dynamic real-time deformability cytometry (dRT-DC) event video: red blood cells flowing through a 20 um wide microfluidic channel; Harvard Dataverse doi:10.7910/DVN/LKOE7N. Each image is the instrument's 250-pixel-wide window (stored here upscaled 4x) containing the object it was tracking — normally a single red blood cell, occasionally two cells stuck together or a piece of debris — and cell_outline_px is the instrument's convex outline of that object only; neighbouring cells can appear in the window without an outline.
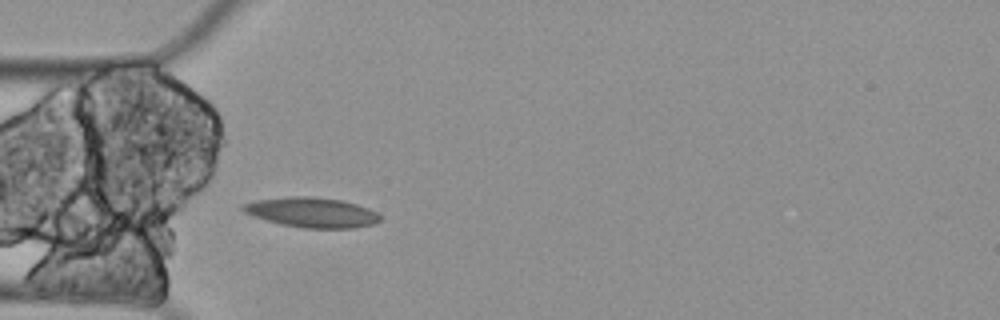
{"species": "Egyptian fruit bat (a non-hibernating species)", "species_latin": "Rousettus aegyptiacus", "temperature_condition": "cold", "stored_images_in_passage": 3, "camera_frame_rate_fps": 3000, "um_per_image_px": 0.085, "animal": {"sex": "female"}, "frame": {"image": 1, "passage_image": 3, "time_ms": 0.667, "image_size_px": [1000, 320], "cell_outline_px": [[380, 220], [376, 224], [356, 228], [304, 228], [280, 224], [252, 216], [244, 212], [240, 208], [244, 204], [256, 200], [292, 196], [312, 196], [340, 200], [356, 204], [368, 208], [376, 212], [380, 216]], "centroid_in_image_um": [26.51, 18.06], "position_along_channel_um": 58.5, "area_um2": 23.99}}